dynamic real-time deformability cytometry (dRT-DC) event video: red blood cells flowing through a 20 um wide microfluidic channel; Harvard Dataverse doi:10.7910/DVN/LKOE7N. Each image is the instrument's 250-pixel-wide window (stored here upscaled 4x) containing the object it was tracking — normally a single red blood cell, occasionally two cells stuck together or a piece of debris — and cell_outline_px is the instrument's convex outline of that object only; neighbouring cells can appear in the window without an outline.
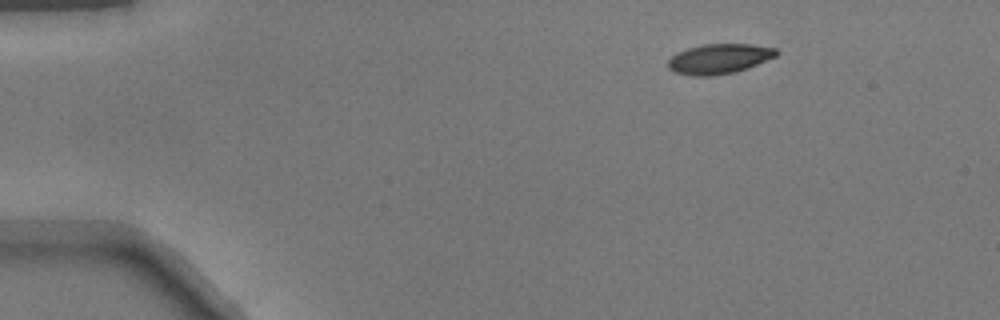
{"species": "common noctule bat (a hibernating species)", "species_latin": "Nyctalus noctula", "temperature_condition": "warm", "stored_images_in_passage": 44, "camera_frame_rate_fps": 3000, "um_per_image_px": 0.085, "animal": {"sex": "male", "body_mass_g": 17.9}, "frame": {"image": 1, "passage_image": 1, "time_ms": 0.0, "image_size_px": [1000, 320], "cell_outline_px": [[780, 52], [776, 56], [748, 68], [736, 72], [712, 76], [692, 76], [672, 72], [668, 68], [668, 60], [676, 52], [688, 48], [704, 44], [752, 44], [776, 48]], "centroid_in_image_um": [61.12, 5.0], "position_along_channel_um": 23.9, "area_um2": 19.13}}
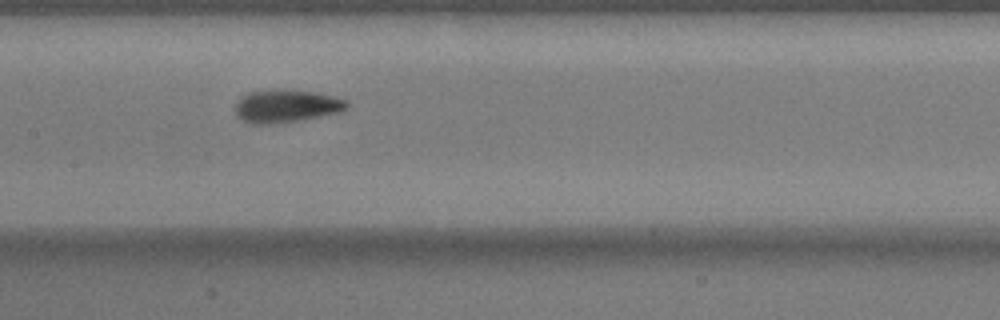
{"frame": {"image": 2, "passage_image": 19, "time_ms": 6.0, "image_size_px": [1000, 320], "cell_outline_px": [[348, 108], [340, 112], [276, 124], [252, 124], [236, 116], [236, 104], [248, 92], [276, 88], [312, 92], [332, 96], [344, 100], [348, 104]], "centroid_in_image_um": [24.31, 9.01], "position_along_channel_um": 183.1, "area_um2": 21.15}}
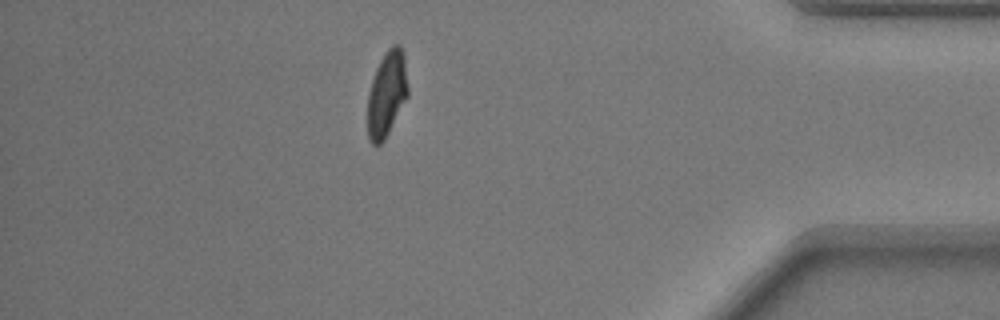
{"frame": {"image": 3, "passage_image": 38, "time_ms": 12.333, "image_size_px": [1000, 320], "cell_outline_px": [[408, 96], [384, 140], [380, 144], [372, 144], [368, 140], [368, 92], [376, 68], [384, 52], [392, 44], [400, 44], [404, 56], [408, 88]], "centroid_in_image_um": [32.87, 7.96], "position_along_channel_um": 402.3, "area_um2": 20.06}}